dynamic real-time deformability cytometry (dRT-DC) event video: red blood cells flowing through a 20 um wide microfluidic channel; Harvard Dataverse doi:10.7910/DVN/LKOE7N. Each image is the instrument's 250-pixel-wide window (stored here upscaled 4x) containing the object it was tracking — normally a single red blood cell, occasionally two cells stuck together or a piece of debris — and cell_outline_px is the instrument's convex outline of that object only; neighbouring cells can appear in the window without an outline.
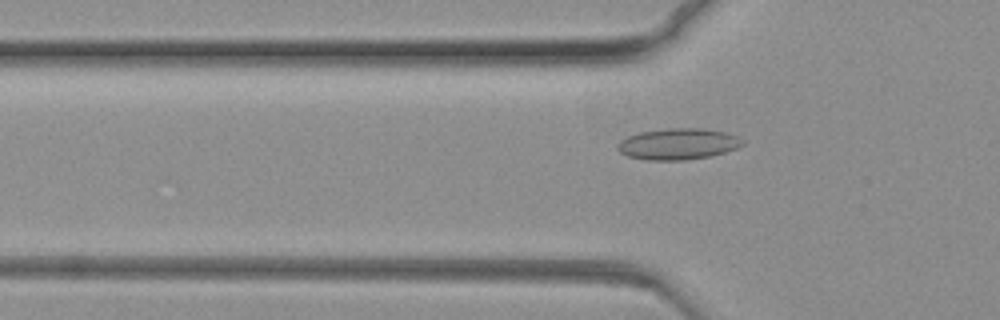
{"species": "common noctule bat (a hibernating species)", "species_latin": "Nyctalus noctula", "temperature_condition": "warm", "stored_images_in_passage": 60, "camera_frame_rate_fps": 3000, "um_per_image_px": 0.085, "animal": {"sex": "female", "body_mass_g": 19.3, "forearm_length_mm": 54.1}, "frame": {"image": 1, "passage_image": 8, "time_ms": 2.333, "image_size_px": [1000, 320], "cell_outline_px": [[744, 144], [736, 148], [724, 152], [708, 156], [684, 160], [648, 160], [628, 156], [620, 152], [616, 148], [616, 144], [620, 140], [628, 136], [640, 132], [668, 128], [700, 128], [724, 132], [736, 136], [744, 140]], "centroid_in_image_um": [57.6, 12.23], "position_along_channel_um": 68.2, "area_um2": 22.6}}
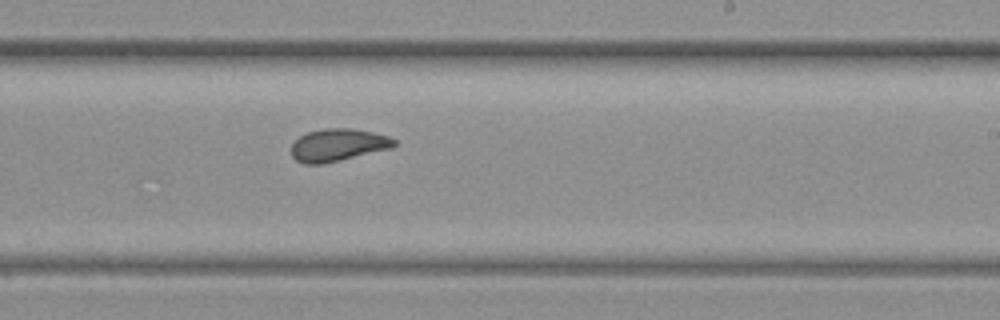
{"frame": {"image": 2, "passage_image": 30, "time_ms": 9.667, "image_size_px": [1000, 320], "cell_outline_px": [[396, 144], [392, 148], [324, 164], [304, 164], [296, 160], [292, 156], [292, 144], [300, 136], [308, 132], [324, 128], [352, 128], [372, 132], [388, 136], [396, 140]], "centroid_in_image_um": [28.73, 12.33], "position_along_channel_um": 260.3, "area_um2": 19.48}}
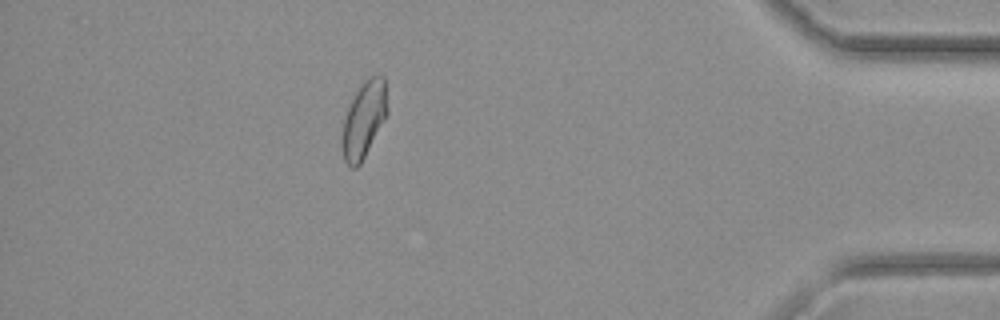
{"frame": {"image": 3, "passage_image": 52, "time_ms": 17.0, "image_size_px": [1000, 320], "cell_outline_px": [[388, 112], [360, 164], [356, 168], [352, 168], [344, 160], [344, 120], [348, 108], [360, 84], [368, 76], [384, 76], [388, 108]], "centroid_in_image_um": [30.97, 10.1], "position_along_channel_um": 404.2, "area_um2": 19.36}}